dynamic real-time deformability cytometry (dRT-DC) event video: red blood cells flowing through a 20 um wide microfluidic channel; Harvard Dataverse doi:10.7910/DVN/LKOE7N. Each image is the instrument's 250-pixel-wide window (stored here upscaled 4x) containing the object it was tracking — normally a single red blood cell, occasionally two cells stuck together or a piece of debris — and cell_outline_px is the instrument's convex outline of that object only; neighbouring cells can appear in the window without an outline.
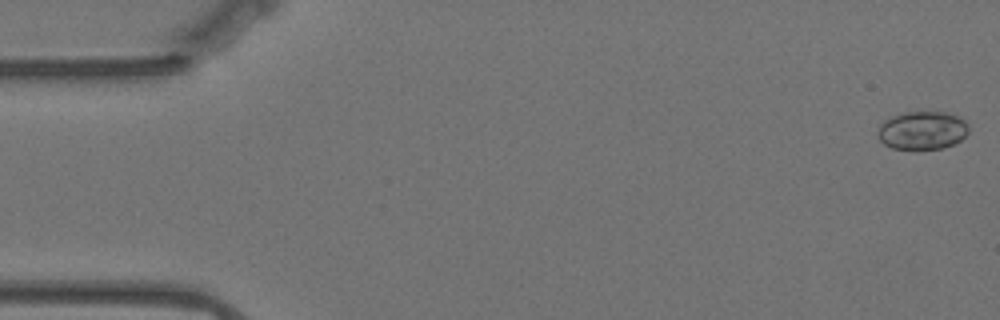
{"species": "Egyptian fruit bat (a non-hibernating species)", "species_latin": "Rousettus aegyptiacus", "temperature_condition": "warm", "stored_images_in_passage": 44, "camera_frame_rate_fps": 3000, "um_per_image_px": 0.085, "animal": {"sex": "female"}, "frame": {"image": 1, "passage_image": 1, "time_ms": 0.0, "image_size_px": [1000, 320], "cell_outline_px": [[968, 132], [960, 140], [944, 148], [892, 148], [884, 144], [880, 140], [876, 132], [880, 124], [884, 120], [892, 116], [904, 112], [944, 112], [956, 116], [964, 120], [968, 124]], "centroid_in_image_um": [78.37, 11.07], "position_along_channel_um": 6.6, "area_um2": 20.06}}
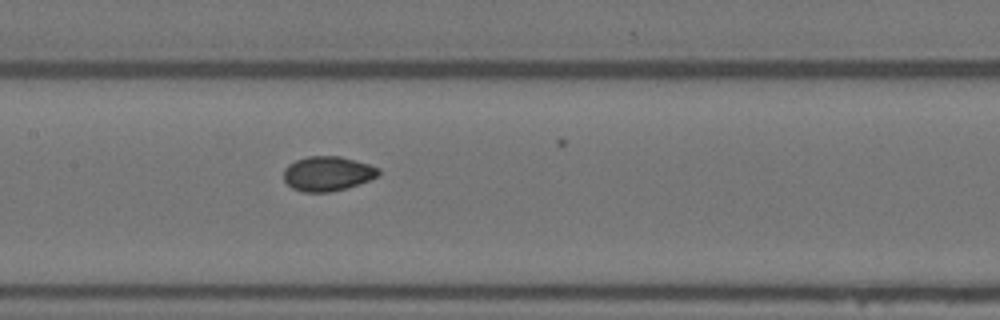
{"frame": {"image": 2, "passage_image": 27, "time_ms": 8.667, "image_size_px": [1000, 320], "cell_outline_px": [[380, 176], [348, 188], [328, 192], [304, 192], [292, 188], [284, 180], [284, 168], [288, 164], [296, 160], [308, 156], [340, 156], [356, 160], [380, 168]], "centroid_in_image_um": [27.86, 14.75], "position_along_channel_um": 179.5, "area_um2": 19.31}}
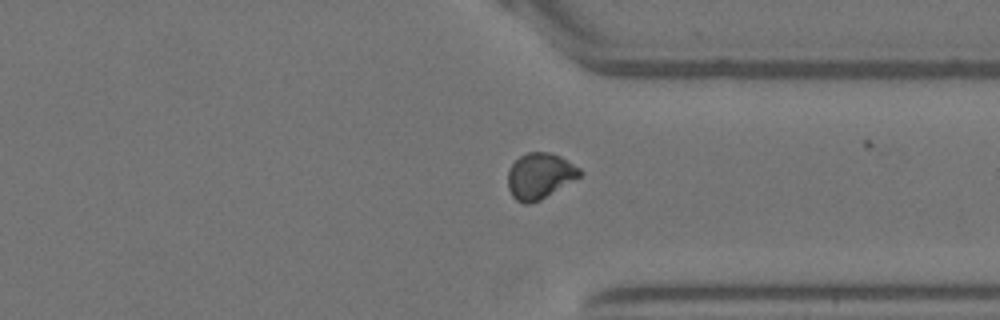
{"frame": {"image": 3, "passage_image": 43, "time_ms": 14.0, "image_size_px": [1000, 320], "cell_outline_px": [[584, 172], [580, 176], [540, 200], [532, 204], [524, 204], [516, 200], [512, 196], [508, 188], [508, 172], [512, 164], [520, 156], [528, 152], [548, 152], [560, 156], [568, 160], [580, 168]], "centroid_in_image_um": [45.88, 14.95], "position_along_channel_um": 365.5, "area_um2": 19.19}}